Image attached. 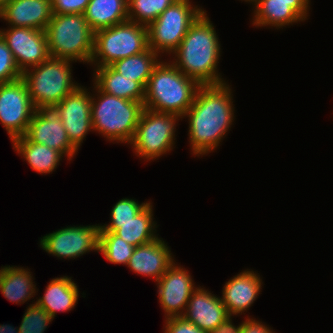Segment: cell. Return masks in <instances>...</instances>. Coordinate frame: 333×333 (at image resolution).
<instances>
[{"label":"cell","instance_id":"6da1fadb","mask_svg":"<svg viewBox=\"0 0 333 333\" xmlns=\"http://www.w3.org/2000/svg\"><path fill=\"white\" fill-rule=\"evenodd\" d=\"M232 87L226 82L201 85L193 104L182 116L188 118L191 153L204 156L219 147L235 120Z\"/></svg>","mask_w":333,"mask_h":333},{"label":"cell","instance_id":"7a4b0ae2","mask_svg":"<svg viewBox=\"0 0 333 333\" xmlns=\"http://www.w3.org/2000/svg\"><path fill=\"white\" fill-rule=\"evenodd\" d=\"M221 50L215 26L204 10L172 53L173 59L169 60L200 85H218L226 83L217 67Z\"/></svg>","mask_w":333,"mask_h":333},{"label":"cell","instance_id":"3957f363","mask_svg":"<svg viewBox=\"0 0 333 333\" xmlns=\"http://www.w3.org/2000/svg\"><path fill=\"white\" fill-rule=\"evenodd\" d=\"M161 60L148 79L143 106L152 111L182 117L193 104L201 85L184 75L171 61Z\"/></svg>","mask_w":333,"mask_h":333},{"label":"cell","instance_id":"277c9868","mask_svg":"<svg viewBox=\"0 0 333 333\" xmlns=\"http://www.w3.org/2000/svg\"><path fill=\"white\" fill-rule=\"evenodd\" d=\"M91 93L93 131L107 141L129 144L135 134L143 103L102 92L94 83ZM94 95V96H93Z\"/></svg>","mask_w":333,"mask_h":333},{"label":"cell","instance_id":"5b68a950","mask_svg":"<svg viewBox=\"0 0 333 333\" xmlns=\"http://www.w3.org/2000/svg\"><path fill=\"white\" fill-rule=\"evenodd\" d=\"M45 33L50 57L90 64L95 32L84 14H52Z\"/></svg>","mask_w":333,"mask_h":333},{"label":"cell","instance_id":"8992f818","mask_svg":"<svg viewBox=\"0 0 333 333\" xmlns=\"http://www.w3.org/2000/svg\"><path fill=\"white\" fill-rule=\"evenodd\" d=\"M72 63L68 59L49 57L22 73L35 108L55 106L80 86L73 80Z\"/></svg>","mask_w":333,"mask_h":333},{"label":"cell","instance_id":"52a82bcc","mask_svg":"<svg viewBox=\"0 0 333 333\" xmlns=\"http://www.w3.org/2000/svg\"><path fill=\"white\" fill-rule=\"evenodd\" d=\"M149 48L147 26L126 21L95 31L94 51L89 65L103 67L140 54Z\"/></svg>","mask_w":333,"mask_h":333},{"label":"cell","instance_id":"ba28073f","mask_svg":"<svg viewBox=\"0 0 333 333\" xmlns=\"http://www.w3.org/2000/svg\"><path fill=\"white\" fill-rule=\"evenodd\" d=\"M179 120H183L180 115L156 112L144 107L134 137L129 143L136 157L148 162L171 153L175 148Z\"/></svg>","mask_w":333,"mask_h":333},{"label":"cell","instance_id":"9c48e42d","mask_svg":"<svg viewBox=\"0 0 333 333\" xmlns=\"http://www.w3.org/2000/svg\"><path fill=\"white\" fill-rule=\"evenodd\" d=\"M203 11L190 0L175 1L147 26L149 47L161 58L172 54Z\"/></svg>","mask_w":333,"mask_h":333},{"label":"cell","instance_id":"30bf717a","mask_svg":"<svg viewBox=\"0 0 333 333\" xmlns=\"http://www.w3.org/2000/svg\"><path fill=\"white\" fill-rule=\"evenodd\" d=\"M35 111L22 78L0 83V122L11 141L25 135Z\"/></svg>","mask_w":333,"mask_h":333},{"label":"cell","instance_id":"8fae6325","mask_svg":"<svg viewBox=\"0 0 333 333\" xmlns=\"http://www.w3.org/2000/svg\"><path fill=\"white\" fill-rule=\"evenodd\" d=\"M100 224L67 226L40 238V247L57 259H76L99 252Z\"/></svg>","mask_w":333,"mask_h":333},{"label":"cell","instance_id":"7c38bea8","mask_svg":"<svg viewBox=\"0 0 333 333\" xmlns=\"http://www.w3.org/2000/svg\"><path fill=\"white\" fill-rule=\"evenodd\" d=\"M29 141L44 144L72 161L78 149L70 142L56 106H39L24 135Z\"/></svg>","mask_w":333,"mask_h":333},{"label":"cell","instance_id":"4fadbf2b","mask_svg":"<svg viewBox=\"0 0 333 333\" xmlns=\"http://www.w3.org/2000/svg\"><path fill=\"white\" fill-rule=\"evenodd\" d=\"M0 36L11 50L21 73L50 57L45 31L28 27H7L0 29Z\"/></svg>","mask_w":333,"mask_h":333},{"label":"cell","instance_id":"5bb4252c","mask_svg":"<svg viewBox=\"0 0 333 333\" xmlns=\"http://www.w3.org/2000/svg\"><path fill=\"white\" fill-rule=\"evenodd\" d=\"M175 262L156 282L159 303L165 318L183 316L187 303L197 288L189 270Z\"/></svg>","mask_w":333,"mask_h":333},{"label":"cell","instance_id":"9a60e30c","mask_svg":"<svg viewBox=\"0 0 333 333\" xmlns=\"http://www.w3.org/2000/svg\"><path fill=\"white\" fill-rule=\"evenodd\" d=\"M91 103V92L80 85L55 105L68 138L77 149H80L89 131H93Z\"/></svg>","mask_w":333,"mask_h":333},{"label":"cell","instance_id":"2e32d148","mask_svg":"<svg viewBox=\"0 0 333 333\" xmlns=\"http://www.w3.org/2000/svg\"><path fill=\"white\" fill-rule=\"evenodd\" d=\"M311 1L257 0L253 6L252 26L277 30L308 20Z\"/></svg>","mask_w":333,"mask_h":333},{"label":"cell","instance_id":"e0dca14e","mask_svg":"<svg viewBox=\"0 0 333 333\" xmlns=\"http://www.w3.org/2000/svg\"><path fill=\"white\" fill-rule=\"evenodd\" d=\"M262 278L254 270L246 269L230 278L223 286L221 300L229 316L248 312L262 289Z\"/></svg>","mask_w":333,"mask_h":333},{"label":"cell","instance_id":"ac0fdd59","mask_svg":"<svg viewBox=\"0 0 333 333\" xmlns=\"http://www.w3.org/2000/svg\"><path fill=\"white\" fill-rule=\"evenodd\" d=\"M202 331L209 333L224 322L229 314L221 297L198 286L192 293L183 316Z\"/></svg>","mask_w":333,"mask_h":333},{"label":"cell","instance_id":"d6986e66","mask_svg":"<svg viewBox=\"0 0 333 333\" xmlns=\"http://www.w3.org/2000/svg\"><path fill=\"white\" fill-rule=\"evenodd\" d=\"M174 261L175 257L166 241L157 237L150 243L135 247L126 267L137 275L150 277L157 282Z\"/></svg>","mask_w":333,"mask_h":333},{"label":"cell","instance_id":"ffe728a7","mask_svg":"<svg viewBox=\"0 0 333 333\" xmlns=\"http://www.w3.org/2000/svg\"><path fill=\"white\" fill-rule=\"evenodd\" d=\"M52 14L51 0H12L0 9V20L8 27L45 31Z\"/></svg>","mask_w":333,"mask_h":333},{"label":"cell","instance_id":"44dd1931","mask_svg":"<svg viewBox=\"0 0 333 333\" xmlns=\"http://www.w3.org/2000/svg\"><path fill=\"white\" fill-rule=\"evenodd\" d=\"M153 204L150 203L138 213L131 221L126 223L100 224V231L114 232L128 244L137 247L155 240L159 234L155 220L153 221Z\"/></svg>","mask_w":333,"mask_h":333},{"label":"cell","instance_id":"7402d4cb","mask_svg":"<svg viewBox=\"0 0 333 333\" xmlns=\"http://www.w3.org/2000/svg\"><path fill=\"white\" fill-rule=\"evenodd\" d=\"M69 276L51 279L47 284L44 295L36 303L44 308L53 318L58 312H68L74 309L79 299L77 283Z\"/></svg>","mask_w":333,"mask_h":333},{"label":"cell","instance_id":"603a6c76","mask_svg":"<svg viewBox=\"0 0 333 333\" xmlns=\"http://www.w3.org/2000/svg\"><path fill=\"white\" fill-rule=\"evenodd\" d=\"M34 279L29 268L1 266L0 292L8 301L24 304L38 293Z\"/></svg>","mask_w":333,"mask_h":333},{"label":"cell","instance_id":"cb8c5ba5","mask_svg":"<svg viewBox=\"0 0 333 333\" xmlns=\"http://www.w3.org/2000/svg\"><path fill=\"white\" fill-rule=\"evenodd\" d=\"M93 83L104 93L144 103L145 88L137 81L123 77L110 65L94 67Z\"/></svg>","mask_w":333,"mask_h":333},{"label":"cell","instance_id":"d4e9b609","mask_svg":"<svg viewBox=\"0 0 333 333\" xmlns=\"http://www.w3.org/2000/svg\"><path fill=\"white\" fill-rule=\"evenodd\" d=\"M13 149L24 161L39 174H52L60 165L64 156L57 150L49 148L44 144L29 141L25 136L11 141Z\"/></svg>","mask_w":333,"mask_h":333},{"label":"cell","instance_id":"484cf974","mask_svg":"<svg viewBox=\"0 0 333 333\" xmlns=\"http://www.w3.org/2000/svg\"><path fill=\"white\" fill-rule=\"evenodd\" d=\"M128 0H90L84 17L95 32L128 21Z\"/></svg>","mask_w":333,"mask_h":333},{"label":"cell","instance_id":"4316f807","mask_svg":"<svg viewBox=\"0 0 333 333\" xmlns=\"http://www.w3.org/2000/svg\"><path fill=\"white\" fill-rule=\"evenodd\" d=\"M160 59L162 58L149 47L140 54L119 59L110 66L123 77L137 81L145 88Z\"/></svg>","mask_w":333,"mask_h":333},{"label":"cell","instance_id":"83f0119b","mask_svg":"<svg viewBox=\"0 0 333 333\" xmlns=\"http://www.w3.org/2000/svg\"><path fill=\"white\" fill-rule=\"evenodd\" d=\"M135 247L114 232L100 231L99 252L112 264L128 265Z\"/></svg>","mask_w":333,"mask_h":333},{"label":"cell","instance_id":"f1b7e54d","mask_svg":"<svg viewBox=\"0 0 333 333\" xmlns=\"http://www.w3.org/2000/svg\"><path fill=\"white\" fill-rule=\"evenodd\" d=\"M177 0H128V21L148 26Z\"/></svg>","mask_w":333,"mask_h":333},{"label":"cell","instance_id":"f546056e","mask_svg":"<svg viewBox=\"0 0 333 333\" xmlns=\"http://www.w3.org/2000/svg\"><path fill=\"white\" fill-rule=\"evenodd\" d=\"M53 319L54 318L34 300V302L27 307L22 317L19 332L44 333Z\"/></svg>","mask_w":333,"mask_h":333},{"label":"cell","instance_id":"4dcf8cb0","mask_svg":"<svg viewBox=\"0 0 333 333\" xmlns=\"http://www.w3.org/2000/svg\"><path fill=\"white\" fill-rule=\"evenodd\" d=\"M150 201L139 203L136 199L123 198L120 199L110 212L109 223H126L131 221L138 213H140Z\"/></svg>","mask_w":333,"mask_h":333},{"label":"cell","instance_id":"1f68e13d","mask_svg":"<svg viewBox=\"0 0 333 333\" xmlns=\"http://www.w3.org/2000/svg\"><path fill=\"white\" fill-rule=\"evenodd\" d=\"M22 78L11 50L0 36V83H8Z\"/></svg>","mask_w":333,"mask_h":333},{"label":"cell","instance_id":"d6a6232c","mask_svg":"<svg viewBox=\"0 0 333 333\" xmlns=\"http://www.w3.org/2000/svg\"><path fill=\"white\" fill-rule=\"evenodd\" d=\"M90 0H51L53 14H84Z\"/></svg>","mask_w":333,"mask_h":333},{"label":"cell","instance_id":"836d02e7","mask_svg":"<svg viewBox=\"0 0 333 333\" xmlns=\"http://www.w3.org/2000/svg\"><path fill=\"white\" fill-rule=\"evenodd\" d=\"M164 333H207L199 329L193 323L187 321L184 317L164 318Z\"/></svg>","mask_w":333,"mask_h":333},{"label":"cell","instance_id":"e575fe53","mask_svg":"<svg viewBox=\"0 0 333 333\" xmlns=\"http://www.w3.org/2000/svg\"><path fill=\"white\" fill-rule=\"evenodd\" d=\"M241 333H275V331L264 322L248 315L245 320H242Z\"/></svg>","mask_w":333,"mask_h":333},{"label":"cell","instance_id":"d590c367","mask_svg":"<svg viewBox=\"0 0 333 333\" xmlns=\"http://www.w3.org/2000/svg\"><path fill=\"white\" fill-rule=\"evenodd\" d=\"M233 317L229 316L224 322L219 324L209 333H241L242 322L239 325H234Z\"/></svg>","mask_w":333,"mask_h":333},{"label":"cell","instance_id":"8d00e7d4","mask_svg":"<svg viewBox=\"0 0 333 333\" xmlns=\"http://www.w3.org/2000/svg\"><path fill=\"white\" fill-rule=\"evenodd\" d=\"M0 333H20L19 327H13L10 324H0Z\"/></svg>","mask_w":333,"mask_h":333},{"label":"cell","instance_id":"74e56055","mask_svg":"<svg viewBox=\"0 0 333 333\" xmlns=\"http://www.w3.org/2000/svg\"><path fill=\"white\" fill-rule=\"evenodd\" d=\"M10 1H12V0H0V9Z\"/></svg>","mask_w":333,"mask_h":333},{"label":"cell","instance_id":"f35d334b","mask_svg":"<svg viewBox=\"0 0 333 333\" xmlns=\"http://www.w3.org/2000/svg\"><path fill=\"white\" fill-rule=\"evenodd\" d=\"M241 1L248 2L253 5L257 0H241Z\"/></svg>","mask_w":333,"mask_h":333},{"label":"cell","instance_id":"ab89813d","mask_svg":"<svg viewBox=\"0 0 333 333\" xmlns=\"http://www.w3.org/2000/svg\"><path fill=\"white\" fill-rule=\"evenodd\" d=\"M282 1H310V0H282Z\"/></svg>","mask_w":333,"mask_h":333}]
</instances>
